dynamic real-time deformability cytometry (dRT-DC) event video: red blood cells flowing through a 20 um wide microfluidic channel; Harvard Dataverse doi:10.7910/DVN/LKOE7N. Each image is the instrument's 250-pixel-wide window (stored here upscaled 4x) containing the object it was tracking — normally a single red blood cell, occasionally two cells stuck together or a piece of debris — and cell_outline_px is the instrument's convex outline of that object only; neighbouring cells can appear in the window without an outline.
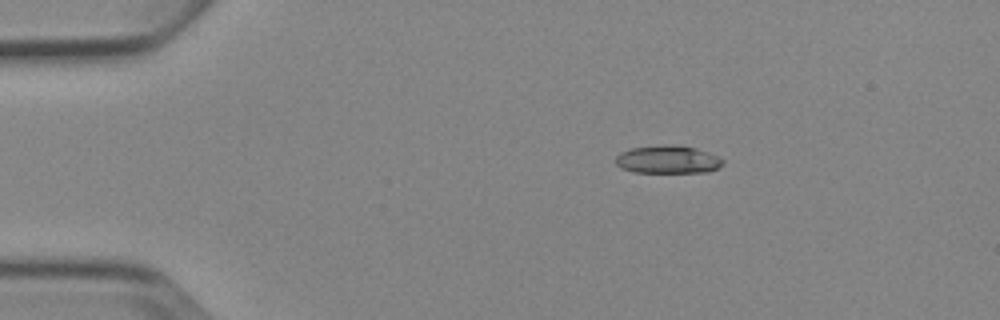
{"species": "Egyptian fruit bat (a non-hibernating species)", "species_latin": "Rousettus aegyptiacus", "temperature_condition": "cold", "stored_images_in_passage": 4, "camera_frame_rate_fps": 3000, "um_per_image_px": 0.085, "animal": {"sex": "female"}, "frame": {"image": 1, "passage_image": 2, "time_ms": 1.333, "image_size_px": [1000, 320], "cell_outline_px": [[724, 164], [720, 168], [708, 172], [636, 172], [620, 168], [616, 164], [616, 156], [620, 152], [632, 148], [660, 144], [672, 144], [696, 148], [716, 156], [724, 160]], "centroid_in_image_um": [56.77, 13.55], "position_along_channel_um": 28.2, "area_um2": 17.57}}